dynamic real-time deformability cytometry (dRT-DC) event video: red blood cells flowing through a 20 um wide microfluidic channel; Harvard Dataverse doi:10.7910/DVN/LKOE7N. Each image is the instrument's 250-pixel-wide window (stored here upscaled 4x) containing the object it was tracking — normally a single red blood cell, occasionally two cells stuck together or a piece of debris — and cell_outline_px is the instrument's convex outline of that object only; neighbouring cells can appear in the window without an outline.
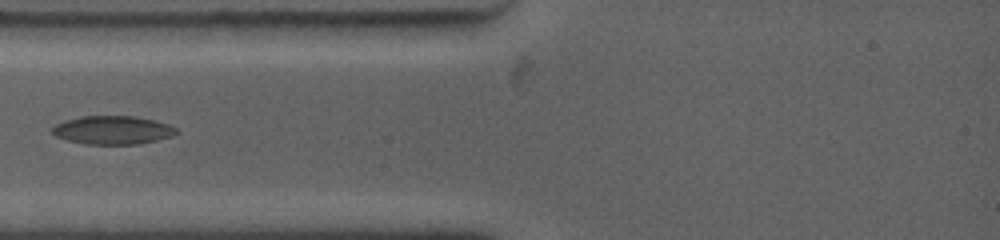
{"species": "common noctule bat (a hibernating species)", "species_latin": "Nyctalus noctula", "temperature_condition": "warm", "stored_images_in_passage": 11, "camera_frame_rate_fps": 4500, "um_per_image_px": 0.085, "animal": {"sex": "female", "body_mass_g": 19.0, "forearm_length_mm": 53.3}, "frame": {"image": 1, "passage_image": 2, "time_ms": 1.111, "image_size_px": [1000, 240], "cell_outline_px": [[176, 132], [172, 136], [140, 144], [84, 144], [68, 140], [56, 136], [52, 132], [52, 128], [56, 124], [64, 120], [80, 116], [132, 116], [156, 120], [168, 124], [176, 128]], "centroid_in_image_um": [9.56, 11.05], "position_along_channel_um": 75.4, "area_um2": 20.52}}
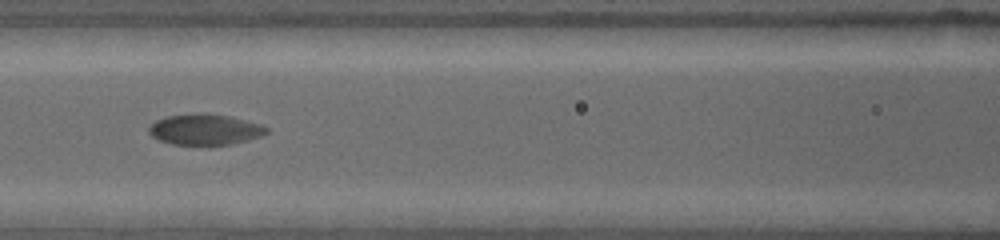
{"frame": {"image": 2, "passage_image": 7, "time_ms": 3.111, "image_size_px": [1000, 240], "cell_outline_px": [[268, 132], [260, 136], [248, 140], [232, 144], [172, 144], [160, 140], [152, 136], [148, 132], [148, 128], [156, 120], [164, 116], [196, 112], [232, 116], [260, 124], [268, 128]], "centroid_in_image_um": [17.41, 10.98], "position_along_channel_um": 149.2, "area_um2": 21.15}}
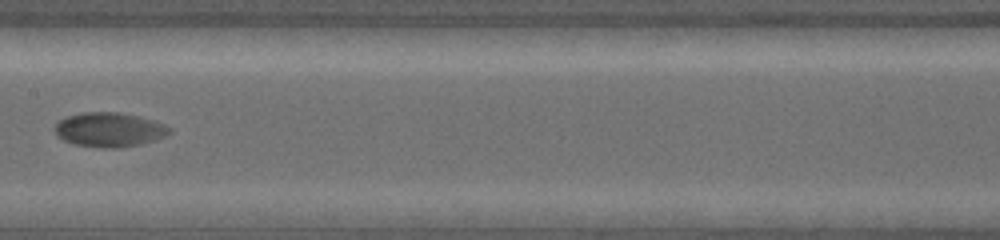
{"frame": {"image": 3, "passage_image": 10, "time_ms": 4.444, "image_size_px": [1000, 240], "cell_outline_px": [[172, 132], [164, 136], [140, 144], [116, 148], [104, 148], [76, 144], [64, 140], [52, 128], [64, 116], [80, 112], [120, 112], [140, 116], [164, 124], [172, 128]], "centroid_in_image_um": [9.29, 11.0], "position_along_channel_um": 198.1, "area_um2": 22.95}}